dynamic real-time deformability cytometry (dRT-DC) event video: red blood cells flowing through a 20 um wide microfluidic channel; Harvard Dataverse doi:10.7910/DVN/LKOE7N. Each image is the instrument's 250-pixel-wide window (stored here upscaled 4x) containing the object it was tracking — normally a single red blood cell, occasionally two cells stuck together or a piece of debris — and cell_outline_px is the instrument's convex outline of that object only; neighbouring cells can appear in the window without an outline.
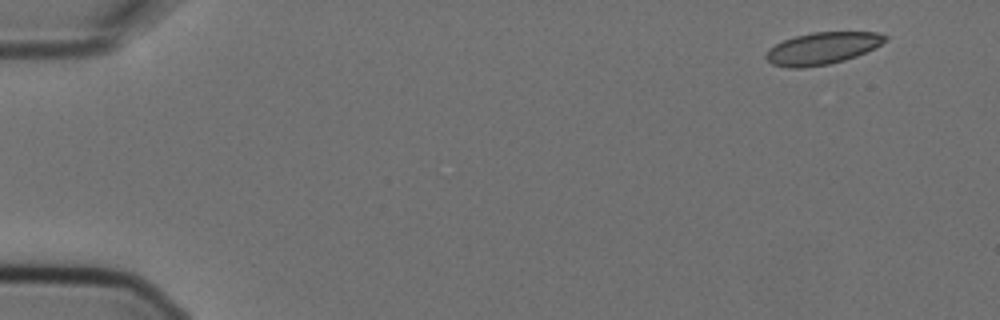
{"species": "Egyptian fruit bat (a non-hibernating species)", "species_latin": "Rousettus aegyptiacus", "temperature_condition": "cold", "stored_images_in_passage": 4, "camera_frame_rate_fps": 3000, "um_per_image_px": 0.085, "animal": {"sex": "female"}, "frame": {"image": 1, "passage_image": 1, "time_ms": 0.0, "image_size_px": [1000, 320], "cell_outline_px": [[888, 40], [856, 56], [844, 60], [828, 64], [804, 68], [788, 68], [772, 64], [764, 56], [768, 48], [784, 40], [796, 36], [812, 32], [876, 32], [888, 36]], "centroid_in_image_um": [69.86, 4.11], "position_along_channel_um": 15.1, "area_um2": 22.14}}
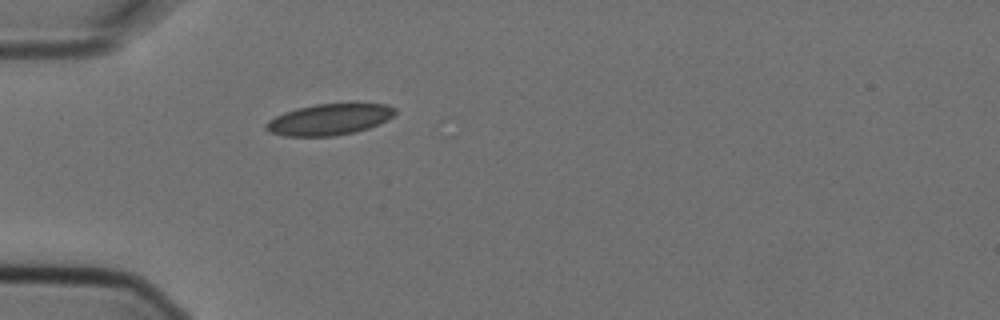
{"frame": {"image": 2, "passage_image": 4, "time_ms": 1.0, "image_size_px": [1000, 320], "cell_outline_px": [[396, 112], [388, 120], [368, 128], [356, 132], [332, 136], [284, 136], [268, 132], [264, 128], [264, 124], [268, 120], [284, 112], [296, 108], [316, 104], [388, 104], [396, 108]], "centroid_in_image_um": [27.96, 10.16], "position_along_channel_um": 57.0, "area_um2": 23.52}}